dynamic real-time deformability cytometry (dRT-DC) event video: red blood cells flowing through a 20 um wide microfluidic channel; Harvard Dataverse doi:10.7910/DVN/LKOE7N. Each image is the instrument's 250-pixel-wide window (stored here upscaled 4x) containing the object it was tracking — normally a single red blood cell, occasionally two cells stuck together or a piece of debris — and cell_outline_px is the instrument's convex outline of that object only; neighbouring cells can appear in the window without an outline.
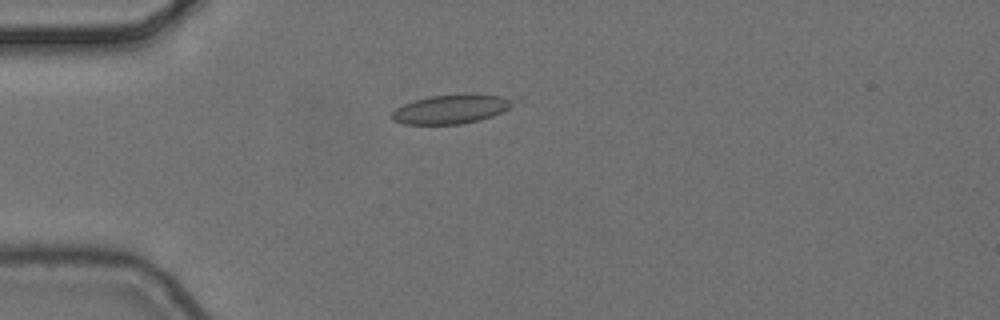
{"species": "common noctule bat (a hibernating species)", "species_latin": "Nyctalus noctula", "temperature_condition": "cold", "stored_images_in_passage": 5, "camera_frame_rate_fps": 3000, "um_per_image_px": 0.085, "animal": {"sex": "female", "body_mass_g": 24.6, "forearm_length_mm": 56.2}, "frame": {"image": 1, "passage_image": 5, "time_ms": 1.333, "image_size_px": [1000, 320], "cell_outline_px": [[512, 104], [508, 108], [492, 116], [460, 124], [404, 124], [392, 120], [392, 112], [396, 108], [404, 104], [428, 96], [504, 96], [512, 100]], "centroid_in_image_um": [38.24, 9.31], "position_along_channel_um": 46.8, "area_um2": 19.48}}